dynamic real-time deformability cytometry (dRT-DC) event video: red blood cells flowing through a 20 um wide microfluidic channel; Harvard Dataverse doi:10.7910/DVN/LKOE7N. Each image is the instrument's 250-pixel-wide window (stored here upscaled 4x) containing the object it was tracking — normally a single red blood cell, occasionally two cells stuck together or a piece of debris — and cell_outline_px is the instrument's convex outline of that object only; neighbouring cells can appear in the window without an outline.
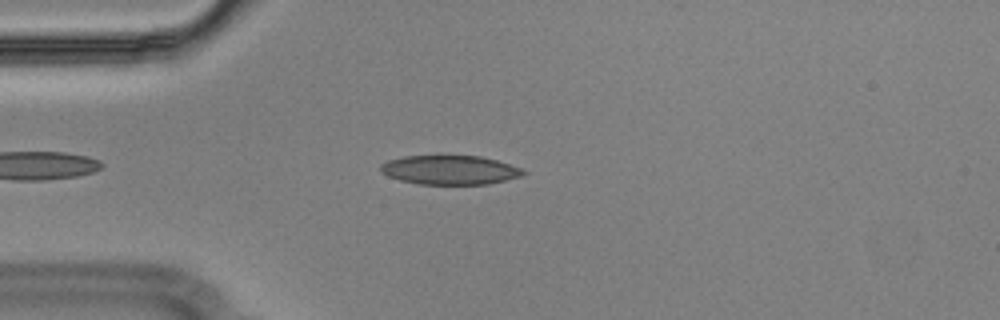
{"species": "Egyptian fruit bat (a non-hibernating species)", "species_latin": "Rousettus aegyptiacus", "temperature_condition": "cold", "stored_images_in_passage": 26, "camera_frame_rate_fps": 3000, "um_per_image_px": 0.085, "animal": {"sex": "male"}, "frame": {"image": 1, "passage_image": 4, "time_ms": 1.0, "image_size_px": [1000, 320], "cell_outline_px": [[528, 172], [524, 176], [488, 184], [416, 184], [400, 180], [388, 176], [380, 172], [380, 164], [388, 160], [404, 156], [480, 156], [496, 160], [520, 168]], "centroid_in_image_um": [38.23, 14.45], "position_along_channel_um": 46.8, "area_um2": 24.28}}
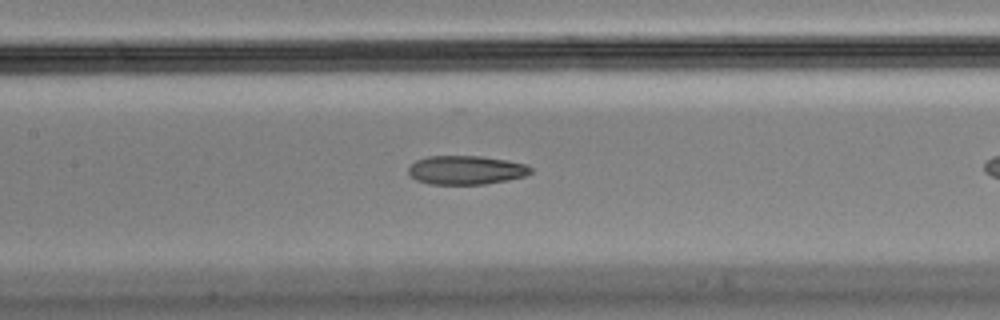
{"frame": {"image": 2, "passage_image": 11, "time_ms": 3.333, "image_size_px": [1000, 320], "cell_outline_px": [[532, 172], [524, 176], [508, 180], [484, 184], [428, 184], [416, 180], [408, 172], [408, 168], [416, 160], [428, 156], [480, 156], [508, 160], [524, 164], [532, 168]], "centroid_in_image_um": [39.61, 14.45], "position_along_channel_um": 167.8, "area_um2": 20.52}}
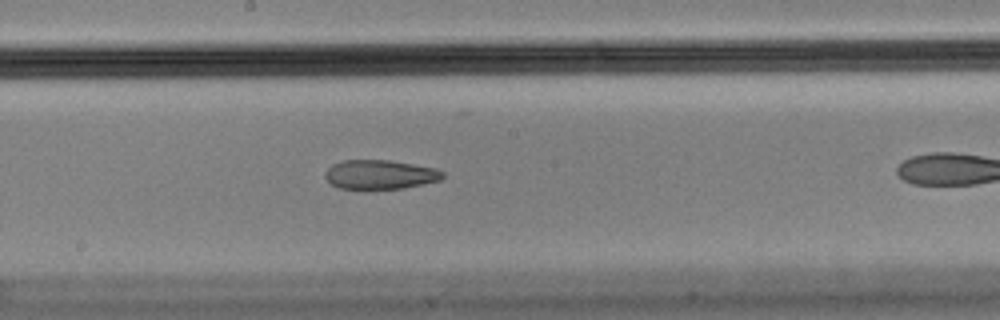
{"frame": {"image": 3, "passage_image": 15, "time_ms": 4.667, "image_size_px": [1000, 320], "cell_outline_px": [[444, 176], [440, 180], [404, 188], [368, 192], [364, 192], [340, 188], [332, 184], [324, 176], [328, 168], [332, 164], [344, 160], [388, 160], [436, 168], [444, 172]], "centroid_in_image_um": [32.27, 14.88], "position_along_channel_um": 215.9, "area_um2": 20.69}}